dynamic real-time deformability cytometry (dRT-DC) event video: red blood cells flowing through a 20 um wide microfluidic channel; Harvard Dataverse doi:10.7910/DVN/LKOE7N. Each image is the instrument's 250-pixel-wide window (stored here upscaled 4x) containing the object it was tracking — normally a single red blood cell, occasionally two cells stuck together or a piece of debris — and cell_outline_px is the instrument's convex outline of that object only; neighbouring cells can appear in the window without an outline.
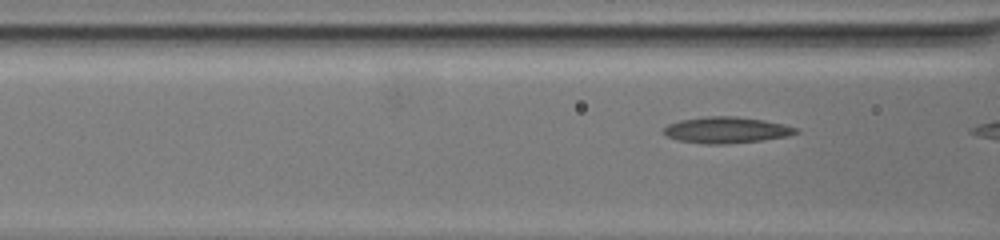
{"species": "common noctule bat (a hibernating species)", "species_latin": "Nyctalus noctula", "temperature_condition": "warm", "stored_images_in_passage": 6, "camera_frame_rate_fps": 3000, "um_per_image_px": 0.085, "animal": {"sex": "female", "body_mass_g": 19.5, "forearm_length_mm": 54.1}, "frame": {"image": 1, "passage_image": 4, "time_ms": 1.0, "image_size_px": [1000, 240], "cell_outline_px": [[800, 132], [788, 136], [760, 140], [724, 144], [704, 144], [676, 140], [660, 132], [668, 124], [680, 120], [704, 116], [736, 116], [764, 120], [784, 124], [800, 128]], "centroid_in_image_um": [61.74, 11.04], "position_along_channel_um": 104.9, "area_um2": 20.4}}